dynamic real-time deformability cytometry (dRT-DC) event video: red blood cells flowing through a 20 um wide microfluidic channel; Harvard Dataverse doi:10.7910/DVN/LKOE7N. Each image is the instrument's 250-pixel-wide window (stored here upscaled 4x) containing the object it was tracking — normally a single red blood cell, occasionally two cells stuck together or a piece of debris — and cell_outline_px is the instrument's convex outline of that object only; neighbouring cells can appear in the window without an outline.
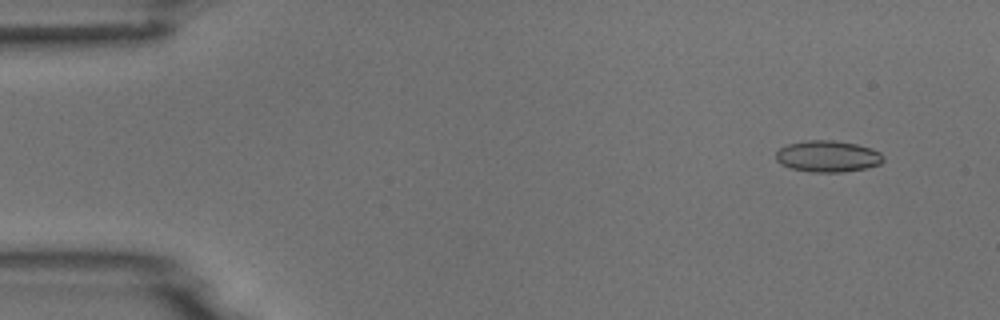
{"species": "common noctule bat (a hibernating species)", "species_latin": "Nyctalus noctula", "temperature_condition": "room temperature", "stored_images_in_passage": 8, "camera_frame_rate_fps": 3000, "um_per_image_px": 0.085, "animal": {"sex": "male", "body_mass_g": 18.8}, "frame": {"image": 1, "passage_image": 2, "time_ms": 1.0, "image_size_px": [1000, 320], "cell_outline_px": [[884, 160], [880, 164], [864, 168], [840, 172], [812, 172], [792, 168], [780, 164], [776, 160], [776, 152], [780, 148], [788, 144], [804, 140], [832, 140], [856, 144], [872, 148], [880, 152], [884, 156]], "centroid_in_image_um": [70.36, 13.28], "position_along_channel_um": 14.6, "area_um2": 19.65}}